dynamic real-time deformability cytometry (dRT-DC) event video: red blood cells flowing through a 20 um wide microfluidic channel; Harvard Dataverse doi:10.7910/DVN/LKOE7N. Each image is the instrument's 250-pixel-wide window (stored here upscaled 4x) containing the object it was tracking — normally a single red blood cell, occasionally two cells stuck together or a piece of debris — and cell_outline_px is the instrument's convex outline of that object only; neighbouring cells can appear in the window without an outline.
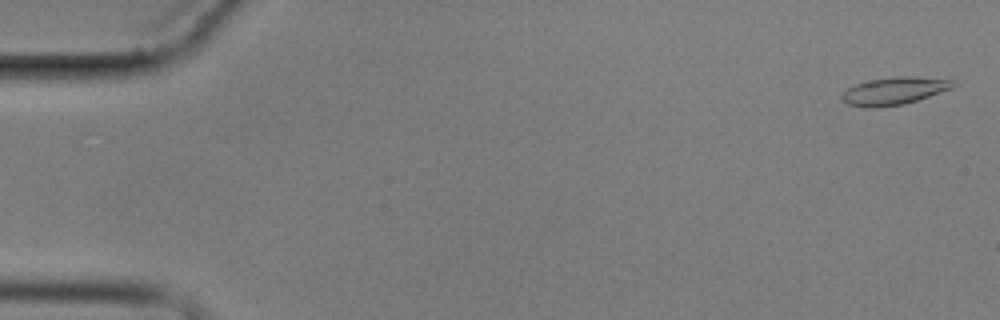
{"species": "common noctule bat (a hibernating species)", "species_latin": "Nyctalus noctula", "temperature_condition": "cold", "stored_images_in_passage": 6, "camera_frame_rate_fps": 3000, "um_per_image_px": 0.085, "animal": {"sex": "male", "body_mass_g": 17.9}, "frame": {"image": 1, "passage_image": 1, "time_ms": 0.0, "image_size_px": [1000, 320], "cell_outline_px": [[956, 84], [952, 88], [904, 104], [880, 108], [864, 108], [848, 104], [840, 100], [840, 96], [848, 88], [856, 84], [872, 80], [896, 76], [916, 76], [952, 80]], "centroid_in_image_um": [75.96, 7.74], "position_along_channel_um": 9.0, "area_um2": 17.86}}
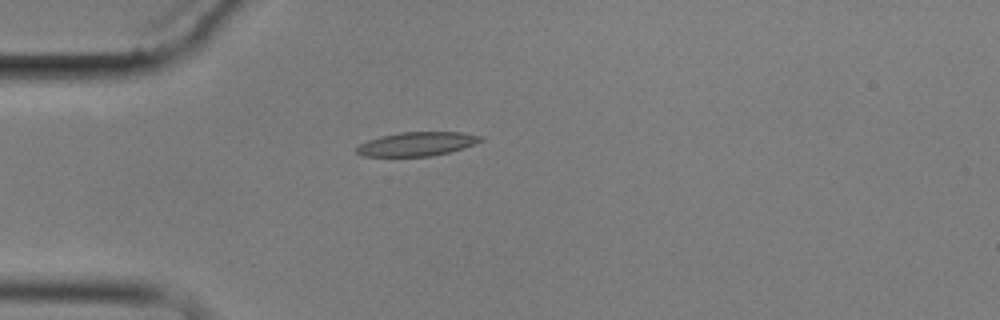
{"frame": {"image": 2, "passage_image": 4, "time_ms": 4.667, "image_size_px": [1000, 320], "cell_outline_px": [[484, 140], [448, 152], [432, 156], [364, 156], [356, 152], [356, 148], [360, 144], [368, 140], [380, 136], [400, 132], [460, 132], [484, 136]], "centroid_in_image_um": [35.43, 12.23], "position_along_channel_um": 49.6, "area_um2": 17.11}}
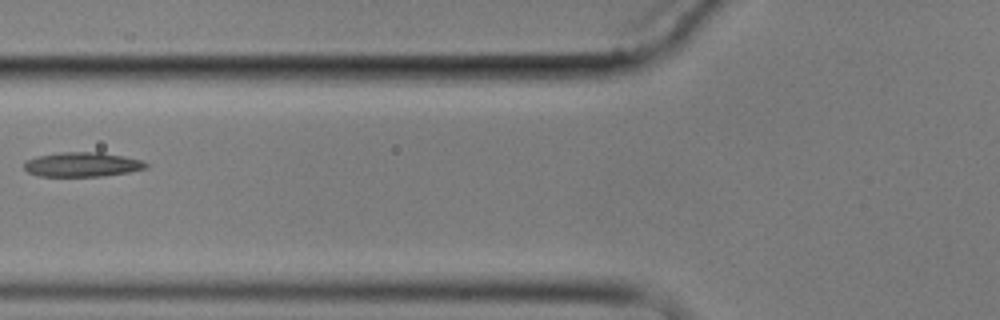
{"frame": {"image": 3, "passage_image": 6, "time_ms": 7.0, "image_size_px": [1000, 320], "cell_outline_px": [[148, 168], [128, 172], [100, 176], [40, 176], [28, 172], [24, 168], [24, 160], [36, 156], [60, 152], [100, 152], [124, 156], [144, 160], [148, 164]], "centroid_in_image_um": [6.99, 13.97], "position_along_channel_um": 118.8, "area_um2": 17.51}}